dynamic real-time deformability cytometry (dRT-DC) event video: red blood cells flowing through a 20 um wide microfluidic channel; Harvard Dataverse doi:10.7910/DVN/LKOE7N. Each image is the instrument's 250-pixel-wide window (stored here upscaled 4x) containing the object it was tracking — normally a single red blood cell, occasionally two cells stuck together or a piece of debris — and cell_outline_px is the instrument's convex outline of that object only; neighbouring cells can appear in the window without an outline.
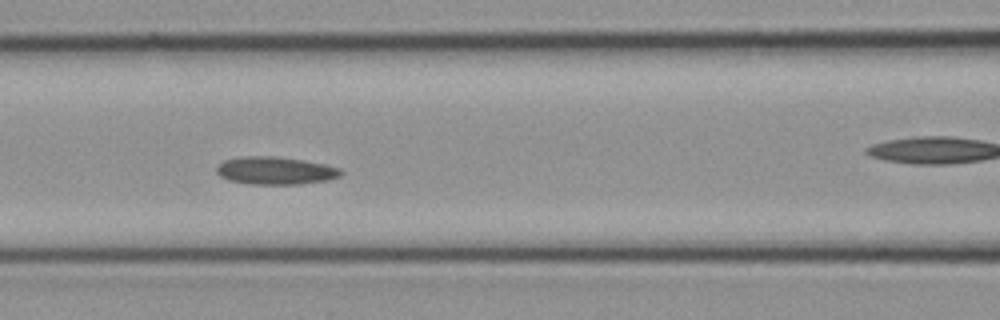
{"species": "common noctule bat (a hibernating species)", "species_latin": "Nyctalus noctula", "temperature_condition": "cold", "stored_images_in_passage": 15, "camera_frame_rate_fps": 3000, "um_per_image_px": 0.085, "animal": {"sex": "female", "body_mass_g": 21.9}, "frame": {"image": 1, "passage_image": 11, "time_ms": 3.333, "image_size_px": [1000, 320], "cell_outline_px": [[344, 172], [340, 176], [328, 180], [300, 184], [252, 184], [228, 180], [220, 176], [216, 172], [216, 164], [224, 160], [244, 156], [276, 156], [304, 160], [324, 164], [340, 168]], "centroid_in_image_um": [23.4, 14.5], "position_along_channel_um": 143.2, "area_um2": 20.23}}
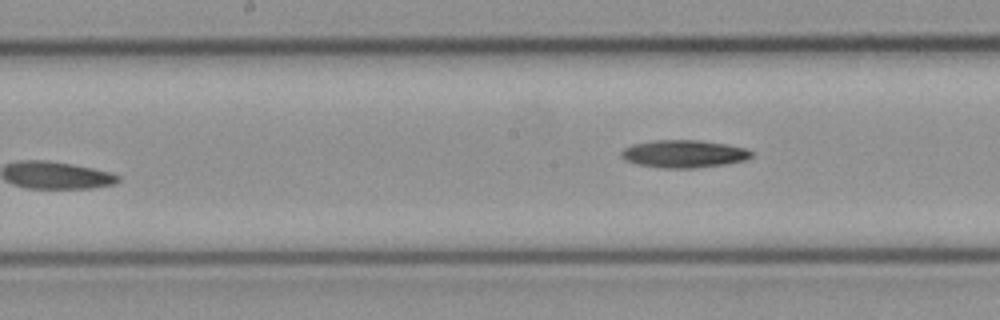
{"frame": {"image": 2, "passage_image": 15, "time_ms": 4.667, "image_size_px": [1000, 320], "cell_outline_px": [[752, 156], [744, 160], [728, 164], [696, 168], [664, 168], [636, 164], [624, 160], [620, 156], [620, 152], [624, 148], [632, 144], [652, 140], [700, 140], [728, 144], [744, 148], [752, 152]], "centroid_in_image_um": [58.1, 13.07], "position_along_channel_um": 190.1, "area_um2": 21.15}}